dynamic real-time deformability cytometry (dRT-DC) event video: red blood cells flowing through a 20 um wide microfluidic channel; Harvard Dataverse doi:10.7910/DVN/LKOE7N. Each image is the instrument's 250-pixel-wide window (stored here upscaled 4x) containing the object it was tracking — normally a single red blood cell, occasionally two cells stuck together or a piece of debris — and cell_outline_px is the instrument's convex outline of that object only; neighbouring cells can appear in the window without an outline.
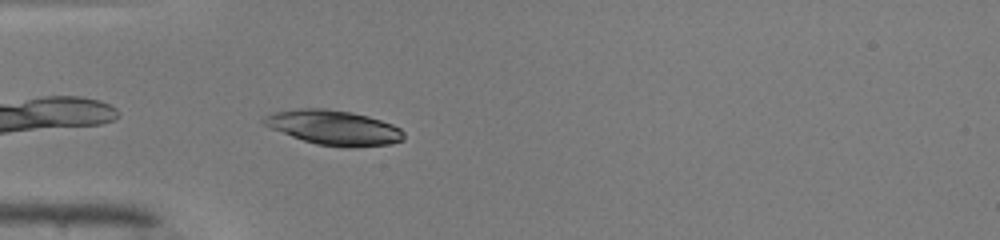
{"species": "common noctule bat (a hibernating species)", "species_latin": "Nyctalus noctula", "temperature_condition": "warm", "stored_images_in_passage": 36, "camera_frame_rate_fps": 3000, "um_per_image_px": 0.085, "animal": {"sex": "male", "body_mass_g": 19.0, "forearm_length_mm": 50.8}, "frame": {"image": 1, "passage_image": 2, "time_ms": 0.333, "image_size_px": [1000, 240], "cell_outline_px": [[404, 140], [392, 144], [352, 148], [344, 148], [316, 144], [292, 136], [272, 128], [264, 124], [260, 120], [264, 116], [272, 112], [300, 108], [324, 108], [352, 112], [368, 116], [392, 124], [400, 128], [404, 132]], "centroid_in_image_um": [28.4, 10.85], "position_along_channel_um": 56.6, "area_um2": 28.5}}
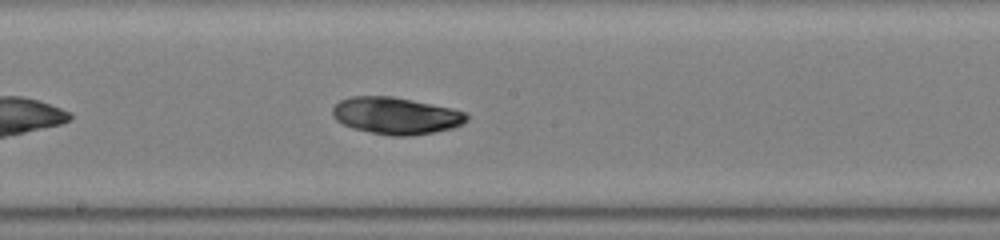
{"frame": {"image": 2, "passage_image": 14, "time_ms": 4.333, "image_size_px": [1000, 240], "cell_outline_px": [[468, 120], [452, 128], [412, 136], [392, 136], [352, 128], [336, 120], [332, 112], [332, 108], [340, 100], [352, 96], [392, 96], [452, 108], [464, 112], [468, 116]], "centroid_in_image_um": [33.64, 9.83], "position_along_channel_um": 214.6, "area_um2": 28.67}}
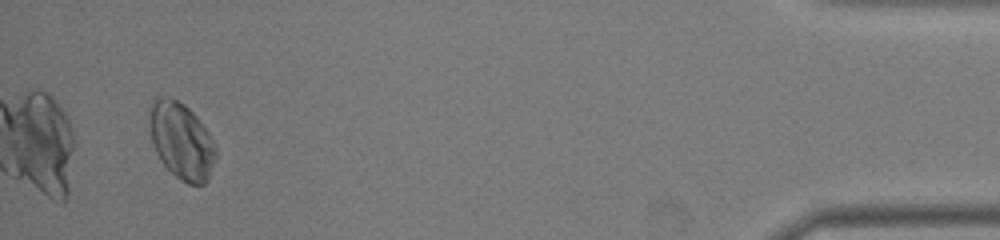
{"frame": {"image": 3, "passage_image": 34, "time_ms": 11.0, "image_size_px": [1000, 240], "cell_outline_px": [[216, 156], [208, 180], [204, 184], [188, 184], [180, 180], [160, 160], [156, 152], [152, 140], [148, 120], [148, 108], [152, 100], [156, 96], [164, 96], [176, 100], [184, 104], [196, 116], [208, 132], [216, 148]], "centroid_in_image_um": [15.39, 11.94], "position_along_channel_um": 419.8, "area_um2": 29.65}, "authors_computed_cell_mechanics": {"area_um2": 28.2931, "velocity_mm_per_s": 4.1383, "shape_relaxation_time_tau1_ms": 3.0088, "shape_relaxation_time_tau2_ms": null, "deformation_change_tau1": 0.1328, "deformation_change_tau2": null}}